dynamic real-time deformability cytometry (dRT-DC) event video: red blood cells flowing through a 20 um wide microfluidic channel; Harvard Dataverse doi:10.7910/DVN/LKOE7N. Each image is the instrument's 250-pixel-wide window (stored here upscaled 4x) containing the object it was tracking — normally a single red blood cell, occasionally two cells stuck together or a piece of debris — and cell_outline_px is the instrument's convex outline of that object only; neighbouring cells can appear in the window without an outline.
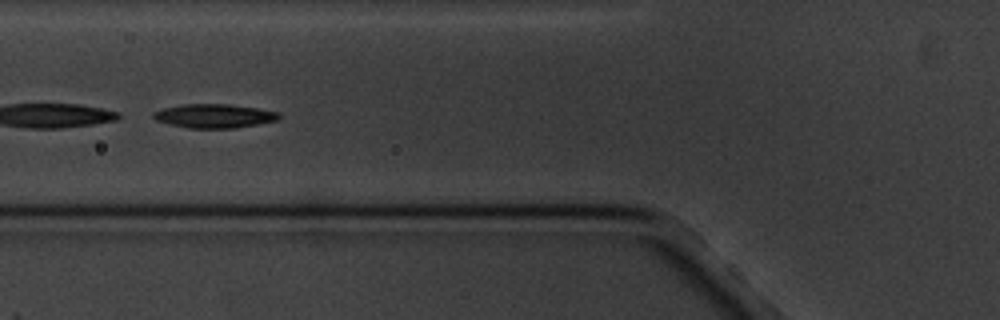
{"species": "common noctule bat (a hibernating species)", "species_latin": "Nyctalus noctula", "temperature_condition": "cold", "stored_images_in_passage": 9, "camera_frame_rate_fps": 3000, "um_per_image_px": 0.085, "animal": {"sex": "male", "body_mass_g": 20.1, "forearm_length_mm": 53.5}, "frame": {"image": 1, "passage_image": 6, "time_ms": 6.0, "image_size_px": [1000, 320], "cell_outline_px": [[280, 116], [276, 120], [236, 128], [188, 128], [156, 120], [152, 116], [152, 112], [160, 108], [184, 104], [228, 104], [256, 108], [280, 112]], "centroid_in_image_um": [18.17, 9.84], "position_along_channel_um": 107.6, "area_um2": 17.4}}